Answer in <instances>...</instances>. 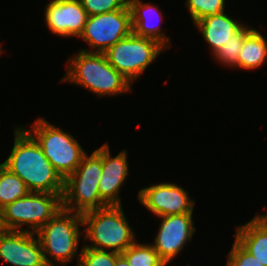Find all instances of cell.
<instances>
[{
    "instance_id": "obj_7",
    "label": "cell",
    "mask_w": 267,
    "mask_h": 266,
    "mask_svg": "<svg viewBox=\"0 0 267 266\" xmlns=\"http://www.w3.org/2000/svg\"><path fill=\"white\" fill-rule=\"evenodd\" d=\"M32 127L27 131L39 143L45 157L65 180L75 171L86 152L69 132L57 128L46 119H37Z\"/></svg>"
},
{
    "instance_id": "obj_2",
    "label": "cell",
    "mask_w": 267,
    "mask_h": 266,
    "mask_svg": "<svg viewBox=\"0 0 267 266\" xmlns=\"http://www.w3.org/2000/svg\"><path fill=\"white\" fill-rule=\"evenodd\" d=\"M69 81L88 88L98 96H116L131 91V82L119 73L104 53L80 51L69 58L62 82Z\"/></svg>"
},
{
    "instance_id": "obj_20",
    "label": "cell",
    "mask_w": 267,
    "mask_h": 266,
    "mask_svg": "<svg viewBox=\"0 0 267 266\" xmlns=\"http://www.w3.org/2000/svg\"><path fill=\"white\" fill-rule=\"evenodd\" d=\"M248 26H243L236 34L231 36L229 41L223 46L219 47L218 50L213 54L214 58L226 67H237L238 68V57L242 48L245 36L252 30Z\"/></svg>"
},
{
    "instance_id": "obj_21",
    "label": "cell",
    "mask_w": 267,
    "mask_h": 266,
    "mask_svg": "<svg viewBox=\"0 0 267 266\" xmlns=\"http://www.w3.org/2000/svg\"><path fill=\"white\" fill-rule=\"evenodd\" d=\"M122 254L126 257L130 266H166V263L149 244H141L135 241Z\"/></svg>"
},
{
    "instance_id": "obj_9",
    "label": "cell",
    "mask_w": 267,
    "mask_h": 266,
    "mask_svg": "<svg viewBox=\"0 0 267 266\" xmlns=\"http://www.w3.org/2000/svg\"><path fill=\"white\" fill-rule=\"evenodd\" d=\"M133 32L130 9H120L99 15L88 16L84 30L79 38L83 39L91 51L104 53L122 38Z\"/></svg>"
},
{
    "instance_id": "obj_3",
    "label": "cell",
    "mask_w": 267,
    "mask_h": 266,
    "mask_svg": "<svg viewBox=\"0 0 267 266\" xmlns=\"http://www.w3.org/2000/svg\"><path fill=\"white\" fill-rule=\"evenodd\" d=\"M82 215L84 240L92 244H83L96 250L118 254L136 241L133 228L130 227L122 205H109L101 209L87 211Z\"/></svg>"
},
{
    "instance_id": "obj_25",
    "label": "cell",
    "mask_w": 267,
    "mask_h": 266,
    "mask_svg": "<svg viewBox=\"0 0 267 266\" xmlns=\"http://www.w3.org/2000/svg\"><path fill=\"white\" fill-rule=\"evenodd\" d=\"M226 266H264L257 258L246 251L236 240L228 253Z\"/></svg>"
},
{
    "instance_id": "obj_24",
    "label": "cell",
    "mask_w": 267,
    "mask_h": 266,
    "mask_svg": "<svg viewBox=\"0 0 267 266\" xmlns=\"http://www.w3.org/2000/svg\"><path fill=\"white\" fill-rule=\"evenodd\" d=\"M88 16L129 9L128 0H80Z\"/></svg>"
},
{
    "instance_id": "obj_1",
    "label": "cell",
    "mask_w": 267,
    "mask_h": 266,
    "mask_svg": "<svg viewBox=\"0 0 267 266\" xmlns=\"http://www.w3.org/2000/svg\"><path fill=\"white\" fill-rule=\"evenodd\" d=\"M14 145L1 164L16 174L30 192L63 194L64 179L45 157L43 150L26 127H16Z\"/></svg>"
},
{
    "instance_id": "obj_17",
    "label": "cell",
    "mask_w": 267,
    "mask_h": 266,
    "mask_svg": "<svg viewBox=\"0 0 267 266\" xmlns=\"http://www.w3.org/2000/svg\"><path fill=\"white\" fill-rule=\"evenodd\" d=\"M230 18L225 11L214 16L205 17L194 25L203 35L204 40L214 54L219 47L227 43L244 25Z\"/></svg>"
},
{
    "instance_id": "obj_6",
    "label": "cell",
    "mask_w": 267,
    "mask_h": 266,
    "mask_svg": "<svg viewBox=\"0 0 267 266\" xmlns=\"http://www.w3.org/2000/svg\"><path fill=\"white\" fill-rule=\"evenodd\" d=\"M62 195L29 192L0 210V229L24 231L28 225L36 233L62 209Z\"/></svg>"
},
{
    "instance_id": "obj_4",
    "label": "cell",
    "mask_w": 267,
    "mask_h": 266,
    "mask_svg": "<svg viewBox=\"0 0 267 266\" xmlns=\"http://www.w3.org/2000/svg\"><path fill=\"white\" fill-rule=\"evenodd\" d=\"M102 175V146L85 154L75 171L64 180L62 209L83 214L109 206L99 194Z\"/></svg>"
},
{
    "instance_id": "obj_14",
    "label": "cell",
    "mask_w": 267,
    "mask_h": 266,
    "mask_svg": "<svg viewBox=\"0 0 267 266\" xmlns=\"http://www.w3.org/2000/svg\"><path fill=\"white\" fill-rule=\"evenodd\" d=\"M126 150L111 157L107 143L102 146V175L98 184L100 197L108 205H122L119 191L128 176Z\"/></svg>"
},
{
    "instance_id": "obj_22",
    "label": "cell",
    "mask_w": 267,
    "mask_h": 266,
    "mask_svg": "<svg viewBox=\"0 0 267 266\" xmlns=\"http://www.w3.org/2000/svg\"><path fill=\"white\" fill-rule=\"evenodd\" d=\"M185 5L194 24L205 17L214 16L225 10V0H187Z\"/></svg>"
},
{
    "instance_id": "obj_11",
    "label": "cell",
    "mask_w": 267,
    "mask_h": 266,
    "mask_svg": "<svg viewBox=\"0 0 267 266\" xmlns=\"http://www.w3.org/2000/svg\"><path fill=\"white\" fill-rule=\"evenodd\" d=\"M0 258L12 266H48L37 234L28 229H0Z\"/></svg>"
},
{
    "instance_id": "obj_19",
    "label": "cell",
    "mask_w": 267,
    "mask_h": 266,
    "mask_svg": "<svg viewBox=\"0 0 267 266\" xmlns=\"http://www.w3.org/2000/svg\"><path fill=\"white\" fill-rule=\"evenodd\" d=\"M29 192L26 184L16 174L0 164V210Z\"/></svg>"
},
{
    "instance_id": "obj_18",
    "label": "cell",
    "mask_w": 267,
    "mask_h": 266,
    "mask_svg": "<svg viewBox=\"0 0 267 266\" xmlns=\"http://www.w3.org/2000/svg\"><path fill=\"white\" fill-rule=\"evenodd\" d=\"M267 60V41L256 29H252L244 38L238 57V67L255 69L264 65Z\"/></svg>"
},
{
    "instance_id": "obj_8",
    "label": "cell",
    "mask_w": 267,
    "mask_h": 266,
    "mask_svg": "<svg viewBox=\"0 0 267 266\" xmlns=\"http://www.w3.org/2000/svg\"><path fill=\"white\" fill-rule=\"evenodd\" d=\"M165 49L156 40L132 32L108 48L104 55L107 61L132 83Z\"/></svg>"
},
{
    "instance_id": "obj_16",
    "label": "cell",
    "mask_w": 267,
    "mask_h": 266,
    "mask_svg": "<svg viewBox=\"0 0 267 266\" xmlns=\"http://www.w3.org/2000/svg\"><path fill=\"white\" fill-rule=\"evenodd\" d=\"M235 240L264 266H267V214H257L236 227Z\"/></svg>"
},
{
    "instance_id": "obj_5",
    "label": "cell",
    "mask_w": 267,
    "mask_h": 266,
    "mask_svg": "<svg viewBox=\"0 0 267 266\" xmlns=\"http://www.w3.org/2000/svg\"><path fill=\"white\" fill-rule=\"evenodd\" d=\"M82 225L83 220L80 213L61 209L36 232L48 266L57 264L66 266L73 260V257L77 255L80 242L79 226Z\"/></svg>"
},
{
    "instance_id": "obj_26",
    "label": "cell",
    "mask_w": 267,
    "mask_h": 266,
    "mask_svg": "<svg viewBox=\"0 0 267 266\" xmlns=\"http://www.w3.org/2000/svg\"><path fill=\"white\" fill-rule=\"evenodd\" d=\"M115 266H130L126 257L123 254H119L116 258Z\"/></svg>"
},
{
    "instance_id": "obj_10",
    "label": "cell",
    "mask_w": 267,
    "mask_h": 266,
    "mask_svg": "<svg viewBox=\"0 0 267 266\" xmlns=\"http://www.w3.org/2000/svg\"><path fill=\"white\" fill-rule=\"evenodd\" d=\"M140 203L156 216L193 213L195 200L183 187L174 183L154 184L140 189Z\"/></svg>"
},
{
    "instance_id": "obj_15",
    "label": "cell",
    "mask_w": 267,
    "mask_h": 266,
    "mask_svg": "<svg viewBox=\"0 0 267 266\" xmlns=\"http://www.w3.org/2000/svg\"><path fill=\"white\" fill-rule=\"evenodd\" d=\"M128 6L131 12L133 33L138 36L156 40L167 49L170 43L169 37L163 34V31L160 29V24H154L158 19L161 21L163 18L161 11L159 12L158 10V6H154L150 3L143 4L141 0H128ZM153 18H157V20ZM157 23L160 22L157 21Z\"/></svg>"
},
{
    "instance_id": "obj_23",
    "label": "cell",
    "mask_w": 267,
    "mask_h": 266,
    "mask_svg": "<svg viewBox=\"0 0 267 266\" xmlns=\"http://www.w3.org/2000/svg\"><path fill=\"white\" fill-rule=\"evenodd\" d=\"M119 254L111 251L82 247L78 254L77 266H115Z\"/></svg>"
},
{
    "instance_id": "obj_13",
    "label": "cell",
    "mask_w": 267,
    "mask_h": 266,
    "mask_svg": "<svg viewBox=\"0 0 267 266\" xmlns=\"http://www.w3.org/2000/svg\"><path fill=\"white\" fill-rule=\"evenodd\" d=\"M45 23L54 34L62 37H79L88 14L80 0H51L46 4Z\"/></svg>"
},
{
    "instance_id": "obj_12",
    "label": "cell",
    "mask_w": 267,
    "mask_h": 266,
    "mask_svg": "<svg viewBox=\"0 0 267 266\" xmlns=\"http://www.w3.org/2000/svg\"><path fill=\"white\" fill-rule=\"evenodd\" d=\"M193 213L161 216L162 219L154 244H151L159 257L168 265L191 240L196 231Z\"/></svg>"
}]
</instances>
